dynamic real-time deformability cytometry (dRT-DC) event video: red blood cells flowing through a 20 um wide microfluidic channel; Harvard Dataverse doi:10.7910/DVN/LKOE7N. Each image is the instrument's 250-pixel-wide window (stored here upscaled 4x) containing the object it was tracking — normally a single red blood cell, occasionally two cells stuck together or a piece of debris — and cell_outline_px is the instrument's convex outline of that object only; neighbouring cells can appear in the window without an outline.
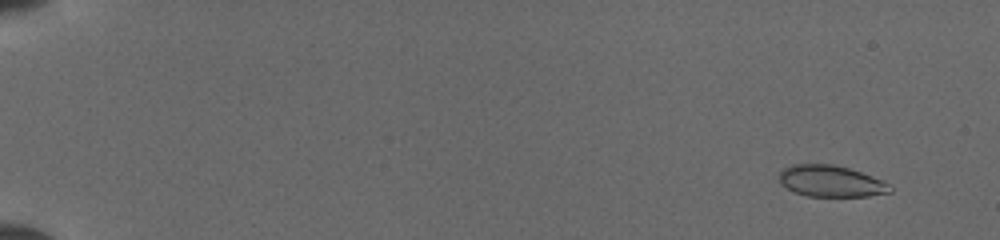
{"species": "common noctule bat (a hibernating species)", "species_latin": "Nyctalus noctula", "temperature_condition": "cold", "stored_images_in_passage": 51, "camera_frame_rate_fps": 3000, "um_per_image_px": 0.085, "animal": {"sex": "female", "body_mass_g": 19.5, "forearm_length_mm": 54.1}, "frame": {"image": 1, "passage_image": 4, "time_ms": 1.0, "image_size_px": [1000, 240], "cell_outline_px": [[892, 192], [868, 196], [808, 196], [796, 192], [788, 188], [780, 180], [780, 172], [784, 168], [792, 164], [832, 164], [848, 168], [872, 176], [892, 184]], "centroid_in_image_um": [70.68, 15.4], "position_along_channel_um": 14.3, "area_um2": 20.11}}
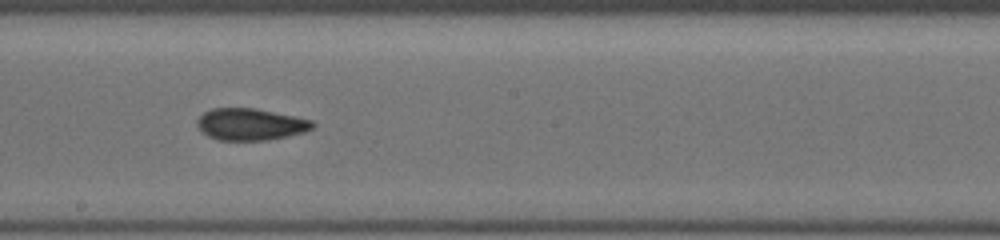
{"frame": {"image": 2, "passage_image": 31, "time_ms": 10.0, "image_size_px": [1000, 240], "cell_outline_px": [[316, 124], [312, 128], [304, 132], [288, 136], [268, 140], [220, 140], [208, 136], [196, 124], [196, 120], [204, 112], [212, 108], [256, 108], [312, 120]], "centroid_in_image_um": [21.3, 10.56], "position_along_channel_um": 226.9, "area_um2": 21.33}}
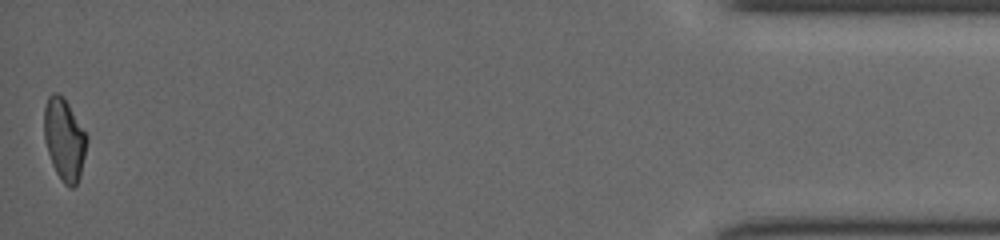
{"frame": {"image": 3, "passage_image": 51, "time_ms": 16.667, "image_size_px": [1000, 240], "cell_outline_px": [[88, 140], [80, 176], [76, 184], [72, 188], [68, 188], [64, 184], [56, 172], [52, 164], [44, 140], [44, 108], [48, 96], [52, 92], [56, 92], [64, 96], [88, 136]], "centroid_in_image_um": [5.47, 11.82], "position_along_channel_um": 429.7, "area_um2": 20.58}}